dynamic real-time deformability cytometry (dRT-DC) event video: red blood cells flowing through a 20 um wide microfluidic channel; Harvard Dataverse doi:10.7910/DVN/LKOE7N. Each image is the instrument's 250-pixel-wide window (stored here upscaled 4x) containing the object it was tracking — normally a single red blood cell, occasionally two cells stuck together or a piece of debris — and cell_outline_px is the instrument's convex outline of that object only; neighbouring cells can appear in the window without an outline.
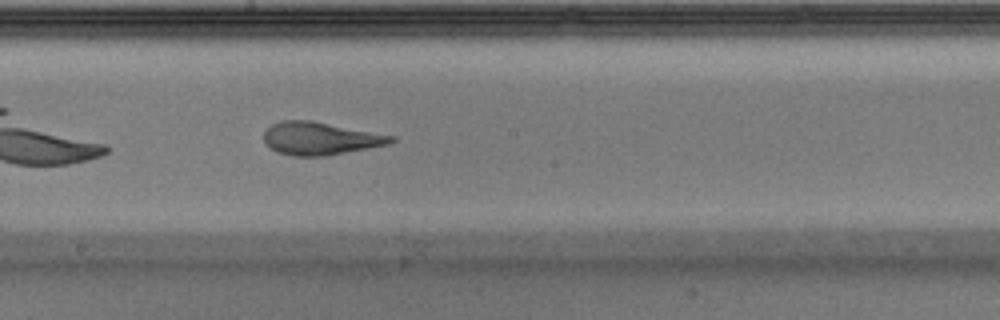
{"species": "Egyptian fruit bat (a non-hibernating species)", "species_latin": "Rousettus aegyptiacus", "temperature_condition": "warm", "stored_images_in_passage": 26, "camera_frame_rate_fps": 3000, "um_per_image_px": 0.085, "animal": {"sex": "male"}, "frame": {"image": 1, "passage_image": 12, "time_ms": 3.667, "image_size_px": [1000, 320], "cell_outline_px": [[396, 140], [388, 144], [368, 148], [324, 156], [292, 156], [276, 152], [264, 144], [264, 132], [272, 124], [280, 120], [312, 120], [396, 136]], "centroid_in_image_um": [27.2, 11.76], "position_along_channel_um": 221.0, "area_um2": 24.45}}